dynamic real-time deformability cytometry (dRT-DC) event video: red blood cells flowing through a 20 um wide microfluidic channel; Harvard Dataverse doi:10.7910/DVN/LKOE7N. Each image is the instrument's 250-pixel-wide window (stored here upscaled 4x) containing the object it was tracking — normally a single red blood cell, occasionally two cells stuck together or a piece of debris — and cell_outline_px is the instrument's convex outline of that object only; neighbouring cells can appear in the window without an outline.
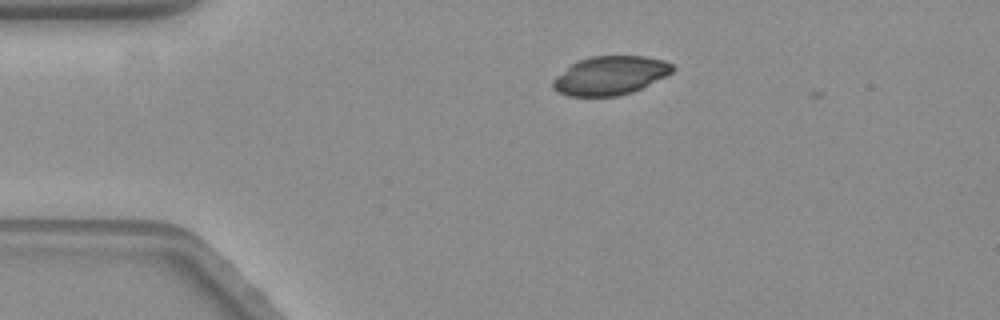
{"species": "common noctule bat (a hibernating species)", "species_latin": "Nyctalus noctula", "temperature_condition": "warm", "stored_images_in_passage": 8, "camera_frame_rate_fps": 3000, "um_per_image_px": 0.085, "animal": {"sex": "female", "body_mass_g": 19.3, "forearm_length_mm": 54.1}, "frame": {"image": 1, "passage_image": 7, "time_ms": 2.0, "image_size_px": [1000, 320], "cell_outline_px": [[672, 72], [632, 92], [620, 96], [568, 96], [556, 92], [552, 88], [552, 80], [556, 76], [576, 60], [588, 56], [644, 56], [664, 60], [672, 64]], "centroid_in_image_um": [51.79, 6.42], "position_along_channel_um": 33.2, "area_um2": 26.93}}